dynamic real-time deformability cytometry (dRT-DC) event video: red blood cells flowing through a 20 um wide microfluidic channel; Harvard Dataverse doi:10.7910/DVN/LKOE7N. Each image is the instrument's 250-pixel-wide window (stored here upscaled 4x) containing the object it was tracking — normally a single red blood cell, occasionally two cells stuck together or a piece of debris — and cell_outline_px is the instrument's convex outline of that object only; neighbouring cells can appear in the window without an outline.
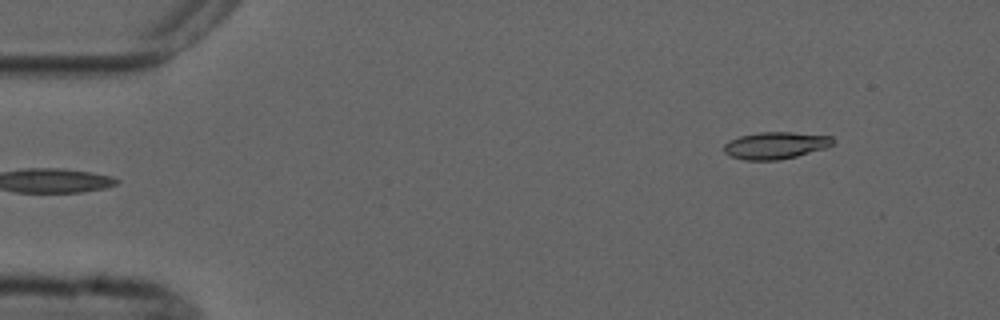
{"species": "common noctule bat (a hibernating species)", "species_latin": "Nyctalus noctula", "temperature_condition": "cold", "stored_images_in_passage": 2, "camera_frame_rate_fps": 3000, "um_per_image_px": 0.085, "animal": {"sex": "male", "forearm_length_mm": 52.5}, "frame": {"image": 1, "passage_image": 2, "time_ms": 1.333, "image_size_px": [1000, 320], "cell_outline_px": [[836, 140], [828, 148], [796, 156], [776, 160], [744, 160], [732, 156], [724, 152], [724, 144], [728, 140], [740, 136], [760, 132], [792, 132], [832, 136]], "centroid_in_image_um": [65.95, 12.35], "position_along_channel_um": 19.1, "area_um2": 17.22}}